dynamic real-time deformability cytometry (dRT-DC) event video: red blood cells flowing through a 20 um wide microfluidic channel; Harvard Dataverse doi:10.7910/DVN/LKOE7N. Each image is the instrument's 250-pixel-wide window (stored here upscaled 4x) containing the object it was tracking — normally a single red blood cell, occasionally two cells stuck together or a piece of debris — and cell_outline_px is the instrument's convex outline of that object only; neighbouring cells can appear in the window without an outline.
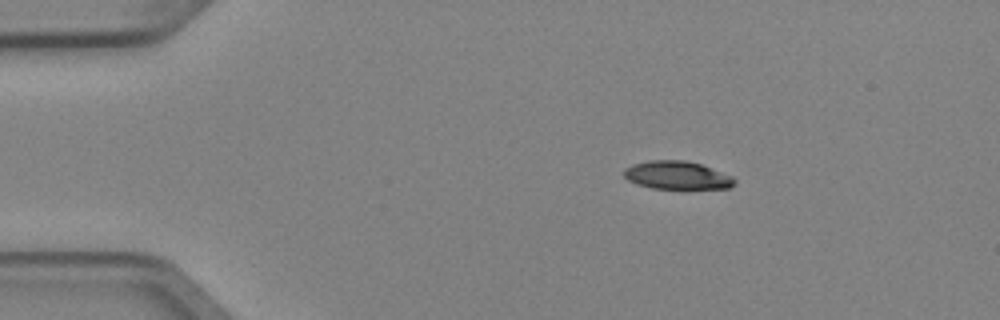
{"species": "Egyptian fruit bat (a non-hibernating species)", "species_latin": "Rousettus aegyptiacus", "temperature_condition": "cold", "stored_images_in_passage": 4, "camera_frame_rate_fps": 3000, "um_per_image_px": 0.085, "animal": {"sex": "female"}, "frame": {"image": 1, "passage_image": 1, "time_ms": 0.0, "image_size_px": [1000, 320], "cell_outline_px": [[736, 180], [728, 188], [652, 188], [636, 184], [628, 180], [624, 176], [624, 168], [632, 164], [648, 160], [684, 160], [700, 164], [732, 176]], "centroid_in_image_um": [57.49, 14.88], "position_along_channel_um": 27.5, "area_um2": 17.92}}
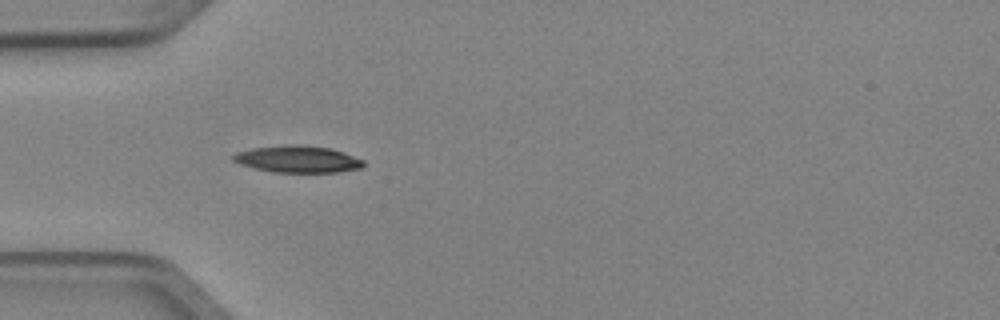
{"frame": {"image": 2, "passage_image": 3, "time_ms": 0.667, "image_size_px": [1000, 320], "cell_outline_px": [[364, 164], [360, 168], [336, 172], [272, 172], [240, 164], [232, 160], [232, 156], [236, 152], [252, 148], [292, 144], [296, 144], [332, 148], [344, 152], [364, 160]], "centroid_in_image_um": [25.3, 13.52], "position_along_channel_um": 59.7, "area_um2": 20.35}}
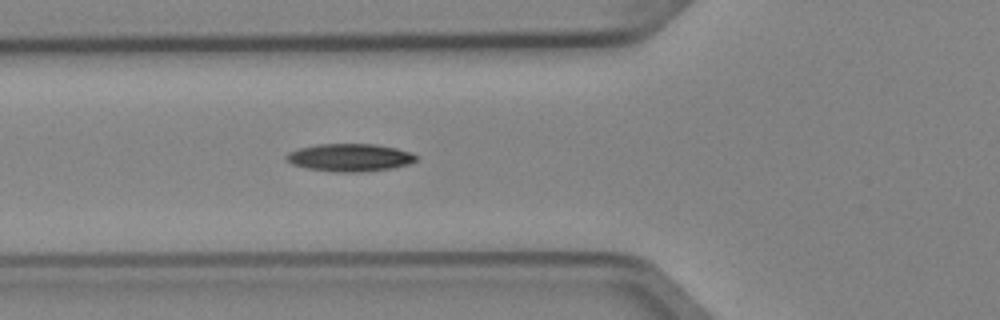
{"frame": {"image": 3, "passage_image": 4, "time_ms": 1.0, "image_size_px": [1000, 320], "cell_outline_px": [[416, 160], [408, 164], [392, 168], [360, 172], [336, 172], [308, 168], [292, 164], [284, 156], [288, 152], [300, 148], [316, 144], [376, 144], [396, 148], [408, 152], [416, 156]], "centroid_in_image_um": [29.71, 13.39], "position_along_channel_um": 96.1, "area_um2": 20.75}}